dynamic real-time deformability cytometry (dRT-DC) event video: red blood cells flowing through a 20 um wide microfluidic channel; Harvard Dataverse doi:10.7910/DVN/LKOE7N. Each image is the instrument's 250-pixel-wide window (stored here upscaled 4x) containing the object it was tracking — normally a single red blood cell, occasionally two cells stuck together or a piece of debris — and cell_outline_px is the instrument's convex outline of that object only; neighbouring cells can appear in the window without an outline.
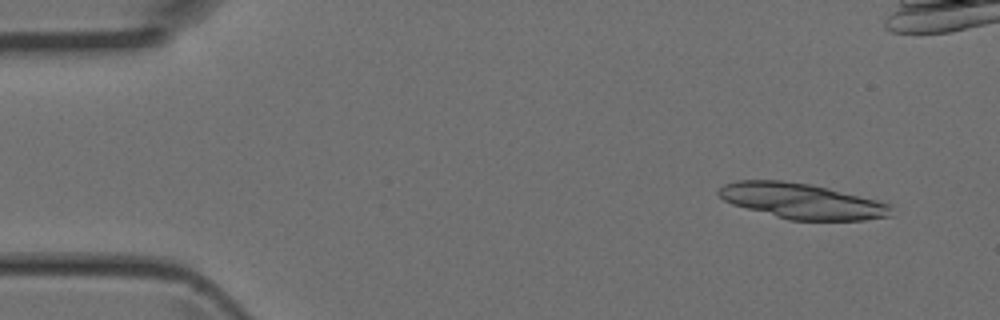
{"species": "Egyptian fruit bat (a non-hibernating species)", "species_latin": "Rousettus aegyptiacus", "temperature_condition": "room temperature", "stored_images_in_passage": 5, "camera_frame_rate_fps": 3000, "um_per_image_px": 0.085, "animal": {"sex": "female"}, "frame": {"image": 1, "passage_image": 1, "time_ms": 0.0, "image_size_px": [1000, 320], "cell_outline_px": [[892, 216], [864, 220], [788, 220], [732, 204], [724, 200], [716, 192], [724, 184], [736, 180], [780, 180], [812, 184], [892, 204]], "centroid_in_image_um": [68.16, 17.09], "position_along_channel_um": 16.8, "area_um2": 35.6}}